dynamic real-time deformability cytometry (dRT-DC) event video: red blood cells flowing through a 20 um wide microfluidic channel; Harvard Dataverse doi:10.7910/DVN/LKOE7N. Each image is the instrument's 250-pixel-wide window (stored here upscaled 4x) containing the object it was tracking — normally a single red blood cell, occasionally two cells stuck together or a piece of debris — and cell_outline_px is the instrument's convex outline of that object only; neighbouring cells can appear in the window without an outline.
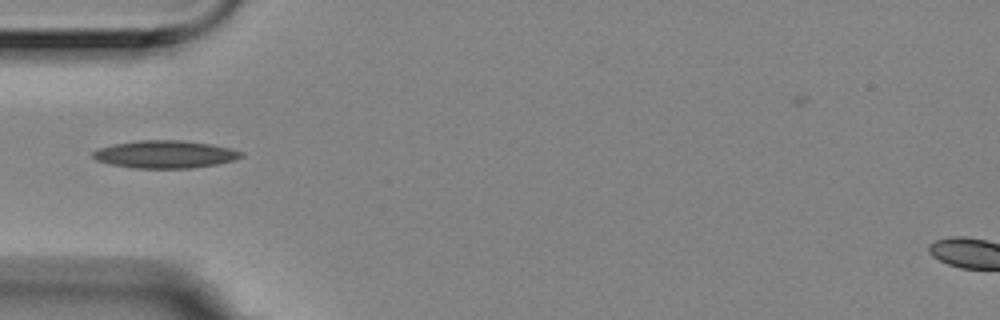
{"species": "Egyptian fruit bat (a non-hibernating species)", "species_latin": "Rousettus aegyptiacus", "temperature_condition": "room temperature", "stored_images_in_passage": 10, "camera_frame_rate_fps": 3000, "um_per_image_px": 0.085, "animal": {"sex": "female"}, "frame": {"image": 1, "passage_image": 1, "time_ms": 0.0, "image_size_px": [1000, 320], "cell_outline_px": [[244, 156], [232, 160], [216, 164], [192, 168], [136, 168], [112, 164], [96, 160], [92, 156], [92, 152], [100, 148], [116, 144], [140, 140], [180, 140], [212, 144], [244, 152]], "centroid_in_image_um": [14.05, 13.11], "position_along_channel_um": 70.9, "area_um2": 23.58}}
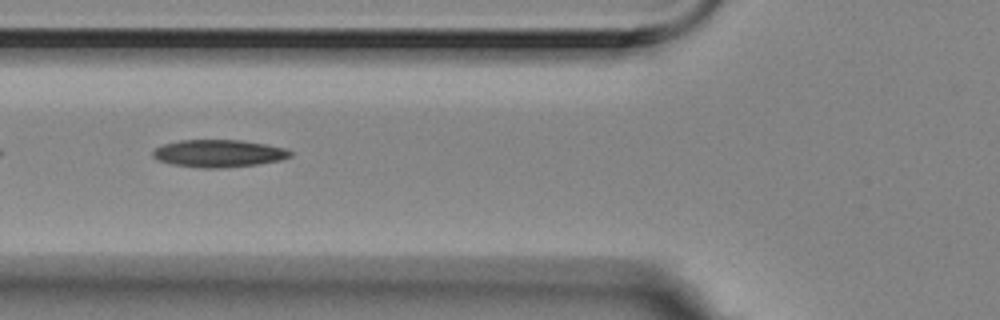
{"frame": {"image": 2, "passage_image": 4, "time_ms": 1.0, "image_size_px": [1000, 320], "cell_outline_px": [[292, 156], [280, 160], [256, 164], [224, 168], [204, 168], [172, 164], [160, 160], [152, 156], [152, 152], [156, 148], [164, 144], [180, 140], [240, 140], [264, 144], [284, 148], [292, 152]], "centroid_in_image_um": [18.59, 13.04], "position_along_channel_um": 107.2, "area_um2": 21.73}}
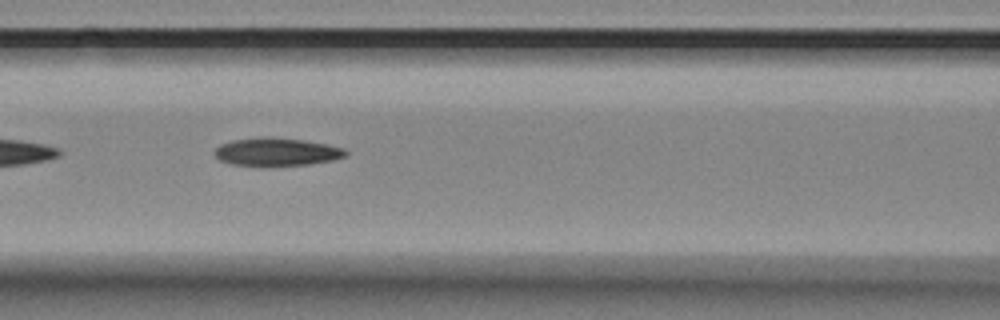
{"frame": {"image": 3, "passage_image": 7, "time_ms": 2.0, "image_size_px": [1000, 320], "cell_outline_px": [[348, 152], [344, 156], [332, 160], [308, 164], [232, 164], [220, 160], [216, 156], [216, 148], [220, 144], [232, 140], [264, 136], [304, 140], [344, 148]], "centroid_in_image_um": [23.51, 12.87], "position_along_channel_um": 143.1, "area_um2": 20.63}}